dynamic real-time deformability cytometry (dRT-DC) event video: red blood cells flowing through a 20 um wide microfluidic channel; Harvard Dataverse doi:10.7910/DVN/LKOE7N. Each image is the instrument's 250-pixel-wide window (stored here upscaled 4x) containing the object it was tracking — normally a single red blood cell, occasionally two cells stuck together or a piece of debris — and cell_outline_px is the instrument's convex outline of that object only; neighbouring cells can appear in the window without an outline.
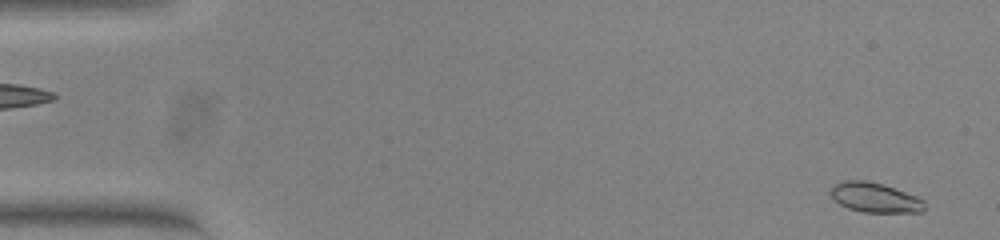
{"species": "common noctule bat (a hibernating species)", "species_latin": "Nyctalus noctula", "temperature_condition": "warm", "stored_images_in_passage": 53, "camera_frame_rate_fps": 3000, "um_per_image_px": 0.085, "animal": {"sex": "female", "body_mass_g": 23.0, "forearm_length_mm": 53.4}, "frame": {"image": 1, "passage_image": 2, "time_ms": 0.333, "image_size_px": [1000, 240], "cell_outline_px": [[924, 208], [920, 212], [864, 212], [848, 208], [840, 204], [828, 192], [832, 184], [844, 180], [864, 180], [884, 184], [916, 196], [924, 200]], "centroid_in_image_um": [74.33, 16.77], "position_along_channel_um": 10.7, "area_um2": 16.3}}
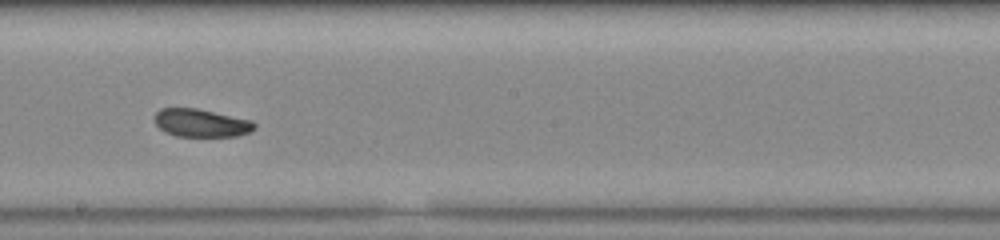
{"frame": {"image": 2, "passage_image": 30, "time_ms": 9.667, "image_size_px": [1000, 240], "cell_outline_px": [[256, 128], [248, 132], [236, 136], [176, 136], [164, 132], [156, 124], [156, 112], [160, 108], [196, 108], [252, 120], [256, 124]], "centroid_in_image_um": [17.1, 10.45], "position_along_channel_um": 231.1, "area_um2": 16.18}}
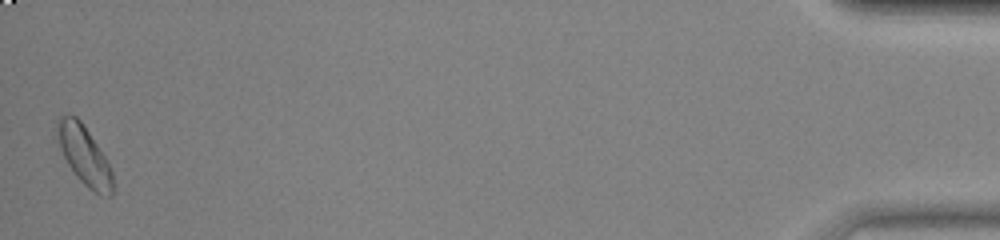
{"frame": {"image": 3, "passage_image": 53, "time_ms": 17.333, "image_size_px": [1000, 240], "cell_outline_px": [[112, 196], [100, 196], [88, 188], [76, 176], [68, 164], [60, 148], [56, 136], [56, 124], [60, 116], [68, 112], [76, 116], [80, 120], [104, 156], [112, 172]], "centroid_in_image_um": [7.12, 13.19], "position_along_channel_um": 428.1, "area_um2": 18.9}, "authors_computed_cell_mechanics": {"area_um2": 16.762, "velocity_mm_per_s": 3.805, "shape_relaxation_time_tau1_ms": 2.7502, "shape_relaxation_time_tau2_ms": 2.0974, "deformation_change_tau1": 0.0948, "deformation_change_tau2": 0.0567}}